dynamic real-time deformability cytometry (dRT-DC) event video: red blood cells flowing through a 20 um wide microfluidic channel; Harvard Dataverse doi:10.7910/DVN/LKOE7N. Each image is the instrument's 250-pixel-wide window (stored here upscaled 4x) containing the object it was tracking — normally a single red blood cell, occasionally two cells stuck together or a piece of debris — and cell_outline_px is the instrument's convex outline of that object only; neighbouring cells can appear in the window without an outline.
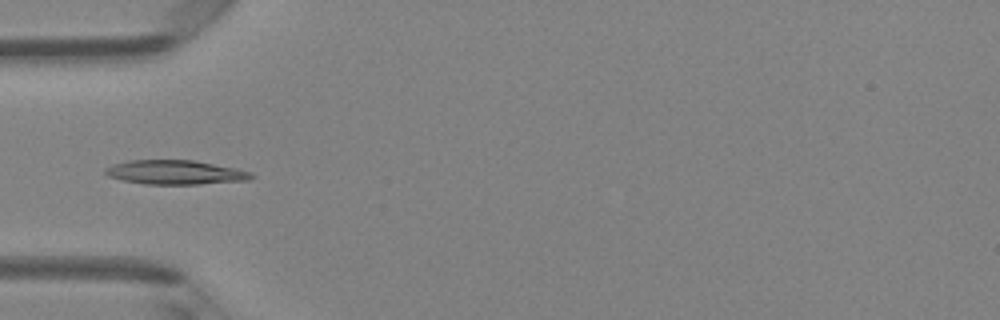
{"species": "Egyptian fruit bat (a non-hibernating species)", "species_latin": "Rousettus aegyptiacus", "temperature_condition": "room temperature", "stored_images_in_passage": 5, "camera_frame_rate_fps": 3000, "um_per_image_px": 0.085, "animal": {"sex": "female"}, "frame": {"image": 1, "passage_image": 5, "time_ms": 1.333, "image_size_px": [1000, 320], "cell_outline_px": [[256, 176], [248, 180], [200, 184], [144, 184], [124, 180], [108, 176], [104, 172], [104, 168], [112, 164], [128, 160], [192, 160], [236, 168], [252, 172]], "centroid_in_image_um": [14.9, 14.64], "position_along_channel_um": 70.1, "area_um2": 20.63}}